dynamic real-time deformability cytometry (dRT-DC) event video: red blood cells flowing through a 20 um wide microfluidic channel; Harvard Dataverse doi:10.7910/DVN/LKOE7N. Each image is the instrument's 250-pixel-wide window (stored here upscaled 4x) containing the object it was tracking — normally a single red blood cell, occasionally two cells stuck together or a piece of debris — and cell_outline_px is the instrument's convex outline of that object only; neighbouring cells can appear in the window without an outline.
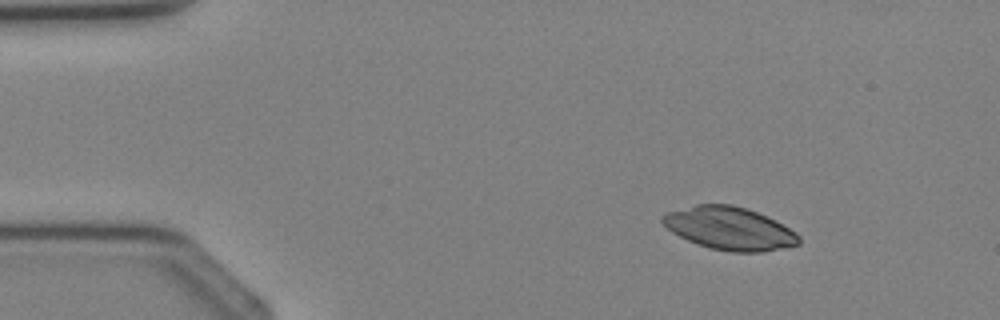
{"species": "Egyptian fruit bat (a non-hibernating species)", "species_latin": "Rousettus aegyptiacus", "temperature_condition": "cold", "stored_images_in_passage": 3, "camera_frame_rate_fps": 3000, "um_per_image_px": 0.085, "animal": {"sex": "female"}, "frame": {"image": 1, "passage_image": 1, "time_ms": 0.0, "image_size_px": [1000, 320], "cell_outline_px": [[800, 244], [764, 252], [732, 252], [712, 248], [688, 240], [672, 232], [660, 220], [660, 216], [668, 212], [696, 204], [732, 204], [756, 212], [776, 220], [796, 232], [800, 236]], "centroid_in_image_um": [62.03, 19.41], "position_along_channel_um": 23.0, "area_um2": 33.87}}